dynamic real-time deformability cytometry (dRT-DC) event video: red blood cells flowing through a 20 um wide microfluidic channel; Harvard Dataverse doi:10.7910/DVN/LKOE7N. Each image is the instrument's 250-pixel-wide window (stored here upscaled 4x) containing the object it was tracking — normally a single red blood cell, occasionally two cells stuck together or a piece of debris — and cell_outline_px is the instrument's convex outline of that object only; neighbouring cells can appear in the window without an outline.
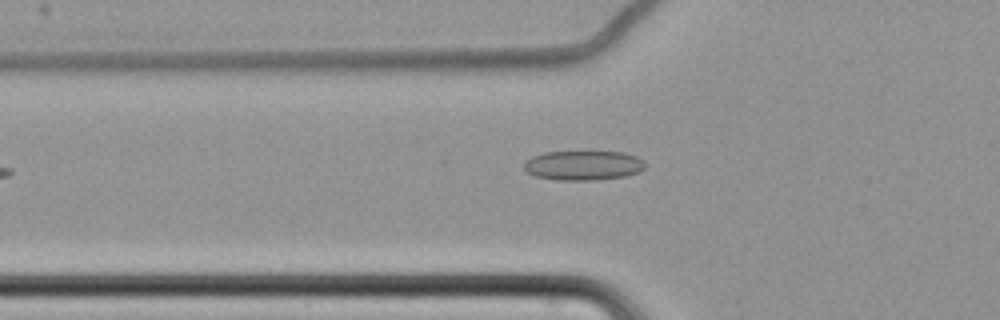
{"species": "common noctule bat (a hibernating species)", "species_latin": "Nyctalus noctula", "temperature_condition": "cold", "stored_images_in_passage": 40, "camera_frame_rate_fps": 3000, "um_per_image_px": 0.085, "animal": {"sex": "female", "body_mass_g": 22.7, "forearm_length_mm": 54.2}, "frame": {"image": 1, "passage_image": 2, "time_ms": 0.333, "image_size_px": [1000, 320], "cell_outline_px": [[644, 168], [640, 172], [624, 176], [596, 180], [560, 180], [536, 176], [528, 172], [524, 168], [524, 164], [532, 156], [544, 152], [624, 152], [636, 156], [644, 160]], "centroid_in_image_um": [49.61, 14.06], "position_along_channel_um": 76.2, "area_um2": 20.75}}
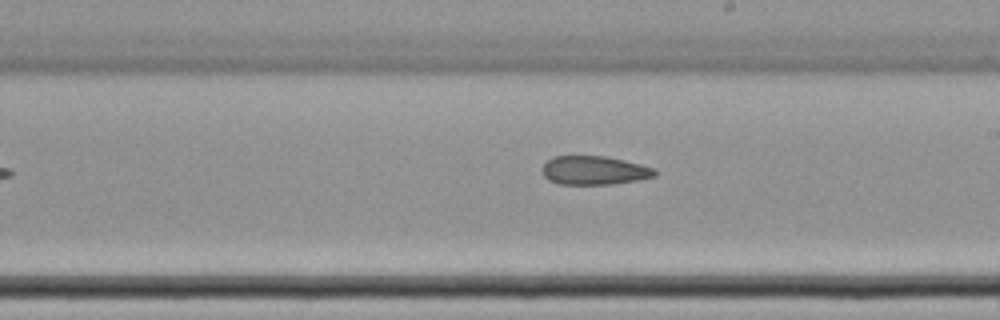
{"frame": {"image": 2, "passage_image": 16, "time_ms": 5.0, "image_size_px": [1000, 320], "cell_outline_px": [[656, 176], [640, 180], [612, 184], [560, 184], [548, 180], [544, 176], [540, 168], [552, 156], [608, 156], [656, 168]], "centroid_in_image_um": [50.51, 14.48], "position_along_channel_um": 238.5, "area_um2": 19.07}}
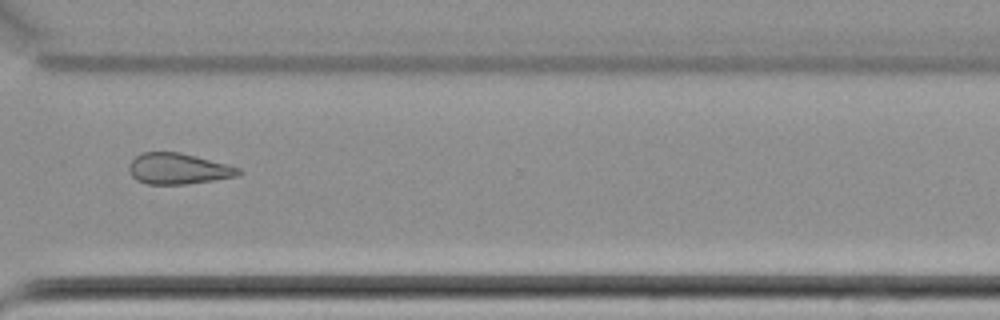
{"frame": {"image": 3, "passage_image": 26, "time_ms": 8.333, "image_size_px": [1000, 320], "cell_outline_px": [[244, 172], [240, 176], [184, 184], [148, 184], [136, 180], [132, 176], [128, 168], [128, 164], [136, 156], [144, 152], [180, 152], [228, 164], [240, 168]], "centroid_in_image_um": [15.18, 14.34], "position_along_channel_um": 355.4, "area_um2": 19.83}}